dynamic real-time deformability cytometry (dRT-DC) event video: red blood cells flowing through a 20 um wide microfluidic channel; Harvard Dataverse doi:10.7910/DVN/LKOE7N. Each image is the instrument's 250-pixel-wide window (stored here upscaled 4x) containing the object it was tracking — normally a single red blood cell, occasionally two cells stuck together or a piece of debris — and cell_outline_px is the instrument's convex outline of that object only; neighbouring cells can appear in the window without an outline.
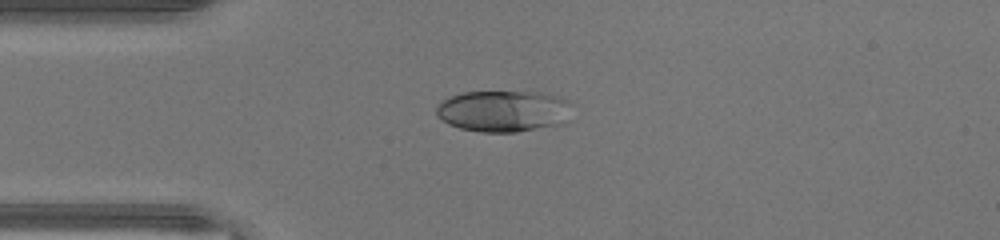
{"species": "human", "species_latin": "Homo sapiens", "temperature_condition": "warm", "stored_images_in_passage": 35, "camera_frame_rate_fps": 3000, "um_per_image_px": 0.085, "donor": {"sex": "male"}, "frame": {"image": 1, "passage_image": 1, "time_ms": 0.0, "image_size_px": [1000, 240], "cell_outline_px": [[572, 104], [564, 124], [516, 132], [480, 132], [460, 128], [448, 124], [436, 112], [436, 108], [448, 96], [460, 92], [540, 92], [560, 96], [568, 100]], "centroid_in_image_um": [42.83, 9.44], "position_along_channel_um": 42.2, "area_um2": 32.89}}
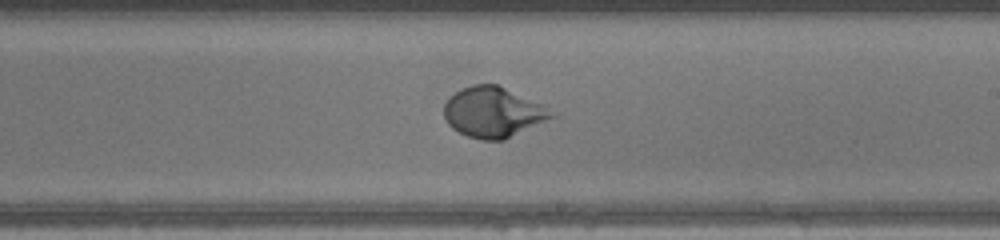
{"frame": {"image": 2, "passage_image": 16, "time_ms": 5.0, "image_size_px": [1000, 240], "cell_outline_px": [[560, 112], [556, 116], [504, 140], [480, 140], [468, 136], [452, 128], [448, 124], [444, 116], [444, 104], [448, 96], [460, 88], [472, 84], [496, 84], [544, 104]], "centroid_in_image_um": [41.95, 9.52], "position_along_channel_um": 247.1, "area_um2": 32.02}}
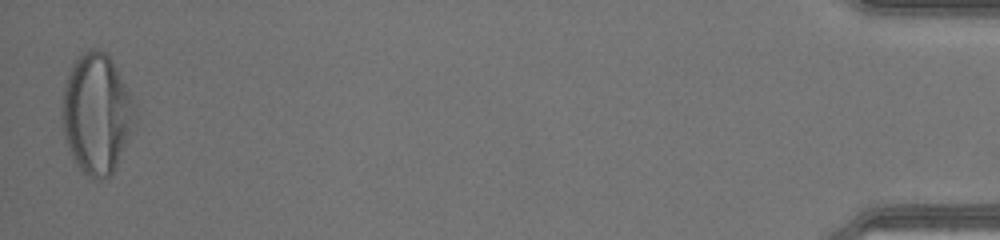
{"frame": {"image": 3, "passage_image": 35, "time_ms": 11.333, "image_size_px": [1000, 240], "cell_outline_px": [[136, 116], [132, 128], [116, 164], [112, 172], [104, 180], [96, 180], [80, 172], [68, 152], [60, 116], [64, 84], [68, 72], [72, 64], [88, 48], [96, 48], [104, 52], [112, 60], [136, 100]], "centroid_in_image_um": [8.19, 9.66], "position_along_channel_um": 427.0, "area_um2": 51.62}, "authors_computed_cell_mechanics": {"area_um2": 32.657, "velocity_mm_per_s": 4.4518, "shape_relaxation_time_tau1_ms": 2.4731, "shape_relaxation_time_tau2_ms": null, "deformation_change_tau1": 0.2097, "deformation_change_tau2": null}}